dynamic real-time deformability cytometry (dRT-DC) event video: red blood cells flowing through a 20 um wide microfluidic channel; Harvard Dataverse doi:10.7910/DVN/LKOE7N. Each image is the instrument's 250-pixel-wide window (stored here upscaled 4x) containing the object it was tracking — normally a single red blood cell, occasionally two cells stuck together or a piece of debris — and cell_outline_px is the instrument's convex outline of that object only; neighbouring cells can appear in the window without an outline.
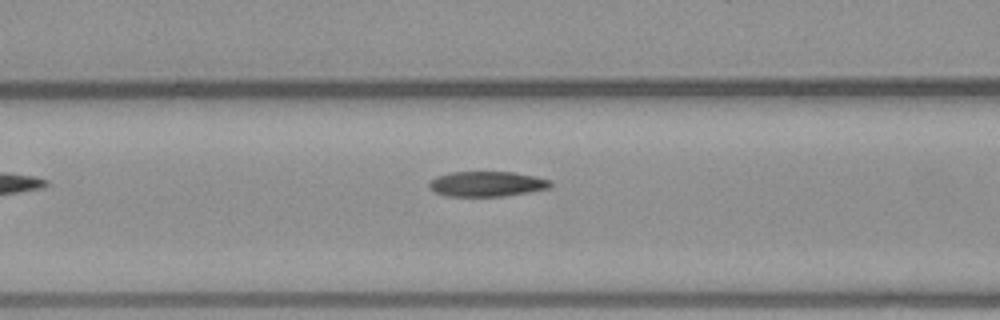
{"species": "common noctule bat (a hibernating species)", "species_latin": "Nyctalus noctula", "temperature_condition": "warm", "stored_images_in_passage": 5, "camera_frame_rate_fps": 3000, "um_per_image_px": 0.085, "animal": {"sex": "male", "body_mass_g": 23.1, "forearm_length_mm": 52.7}, "frame": {"image": 1, "passage_image": 4, "time_ms": 4.0, "image_size_px": [1000, 320], "cell_outline_px": [[552, 184], [548, 188], [528, 192], [504, 196], [448, 196], [436, 192], [428, 188], [428, 184], [436, 176], [448, 172], [512, 172], [552, 180]], "centroid_in_image_um": [41.35, 15.63], "position_along_channel_um": 125.2, "area_um2": 17.69}}